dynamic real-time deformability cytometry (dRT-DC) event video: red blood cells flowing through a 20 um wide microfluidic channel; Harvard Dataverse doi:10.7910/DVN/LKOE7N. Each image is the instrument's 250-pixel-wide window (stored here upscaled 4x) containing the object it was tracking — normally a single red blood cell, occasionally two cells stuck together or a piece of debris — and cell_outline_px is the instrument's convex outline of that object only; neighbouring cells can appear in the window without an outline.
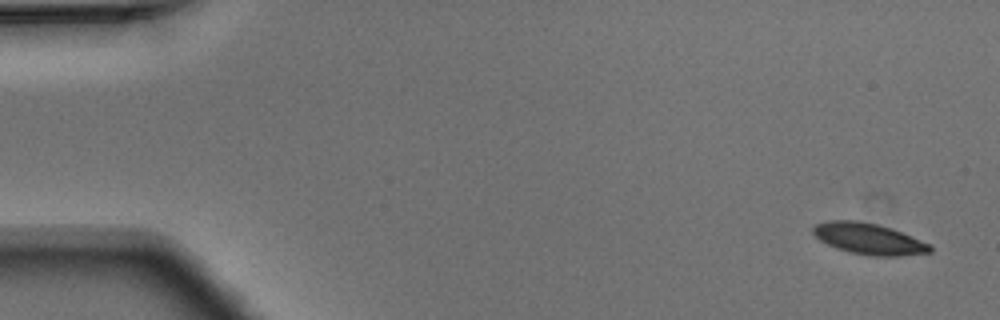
{"species": "Egyptian fruit bat (a non-hibernating species)", "species_latin": "Rousettus aegyptiacus", "temperature_condition": "warm", "stored_images_in_passage": 7, "camera_frame_rate_fps": 3000, "um_per_image_px": 0.085, "animal": {"sex": "male"}, "frame": {"image": 1, "passage_image": 1, "time_ms": 0.0, "image_size_px": [1000, 320], "cell_outline_px": [[932, 252], [900, 256], [872, 256], [848, 252], [836, 248], [820, 240], [812, 232], [812, 228], [816, 224], [828, 220], [856, 220], [876, 224], [892, 228], [928, 244], [932, 248]], "centroid_in_image_um": [73.81, 20.3], "position_along_channel_um": 11.2, "area_um2": 21.1}}
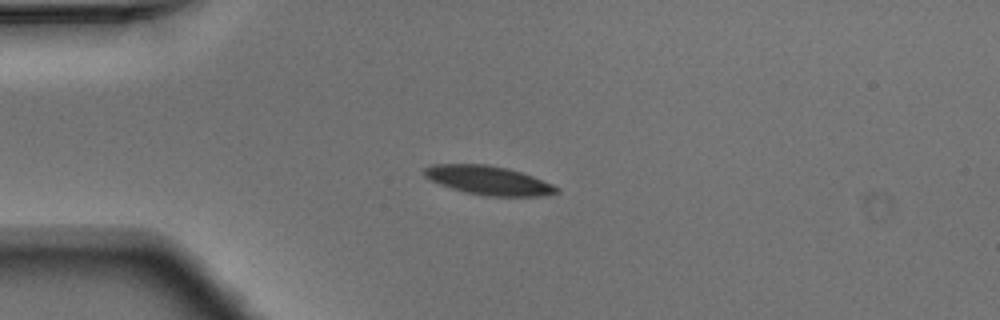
{"frame": {"image": 2, "passage_image": 4, "time_ms": 1.0, "image_size_px": [1000, 320], "cell_outline_px": [[560, 192], [548, 196], [488, 196], [464, 192], [440, 184], [424, 176], [424, 168], [432, 164], [484, 164], [508, 168], [532, 176], [552, 184], [560, 188]], "centroid_in_image_um": [41.55, 15.33], "position_along_channel_um": 43.4, "area_um2": 22.25}}
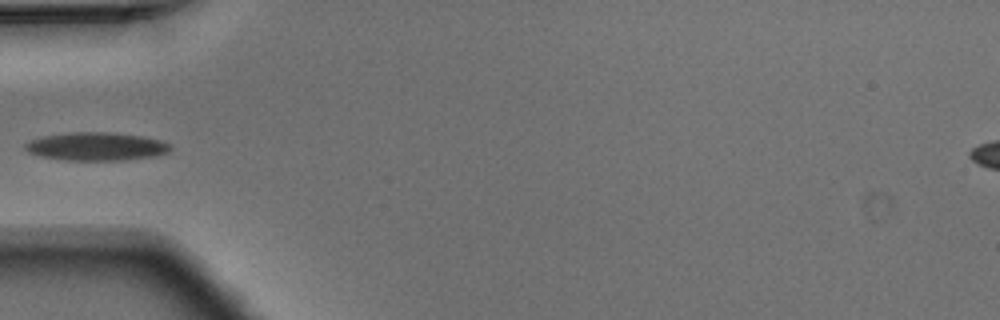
{"frame": {"image": 3, "passage_image": 5, "time_ms": 1.333, "image_size_px": [1000, 320], "cell_outline_px": [[172, 148], [168, 152], [156, 156], [120, 160], [68, 160], [44, 156], [28, 152], [24, 148], [24, 144], [32, 140], [44, 136], [72, 132], [112, 132], [140, 136], [160, 140], [172, 144]], "centroid_in_image_um": [8.24, 12.44], "position_along_channel_um": 76.8, "area_um2": 23.64}}